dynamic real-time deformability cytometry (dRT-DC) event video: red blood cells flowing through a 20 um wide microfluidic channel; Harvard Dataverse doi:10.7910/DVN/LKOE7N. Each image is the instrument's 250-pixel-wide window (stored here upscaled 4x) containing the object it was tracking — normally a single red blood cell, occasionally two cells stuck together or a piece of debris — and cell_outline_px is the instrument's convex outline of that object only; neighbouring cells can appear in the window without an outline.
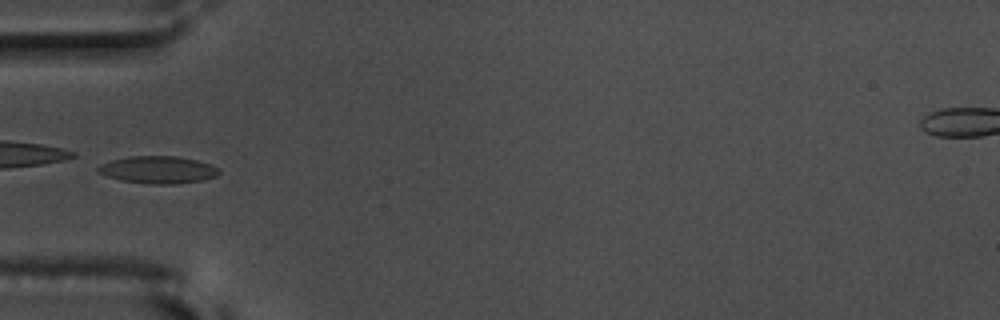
{"species": "common noctule bat (a hibernating species)", "species_latin": "Nyctalus noctula", "temperature_condition": "warm", "stored_images_in_passage": 34, "camera_frame_rate_fps": 3000, "um_per_image_px": 0.085, "animal": {"sex": "male", "body_mass_g": 17.5, "forearm_length_mm": 52.3}, "frame": {"image": 1, "passage_image": 1, "time_ms": 0.0, "image_size_px": [1000, 320], "cell_outline_px": [[220, 172], [216, 176], [204, 180], [176, 184], [148, 184], [120, 180], [96, 172], [96, 168], [100, 164], [112, 160], [132, 156], [176, 156], [196, 160], [220, 168]], "centroid_in_image_um": [13.43, 14.44], "position_along_channel_um": 71.6, "area_um2": 19.31}, "authors_computed_cell_mechanics": {"area_um2": 18.0047, "velocity_mm_per_s": 3.6018, "shape_relaxation_time_tau1_ms": 5.5009, "shape_relaxation_time_tau2_ms": 1.9868, "deformation_change_tau1": 0.1547, "deformation_change_tau2": 0.0709}}